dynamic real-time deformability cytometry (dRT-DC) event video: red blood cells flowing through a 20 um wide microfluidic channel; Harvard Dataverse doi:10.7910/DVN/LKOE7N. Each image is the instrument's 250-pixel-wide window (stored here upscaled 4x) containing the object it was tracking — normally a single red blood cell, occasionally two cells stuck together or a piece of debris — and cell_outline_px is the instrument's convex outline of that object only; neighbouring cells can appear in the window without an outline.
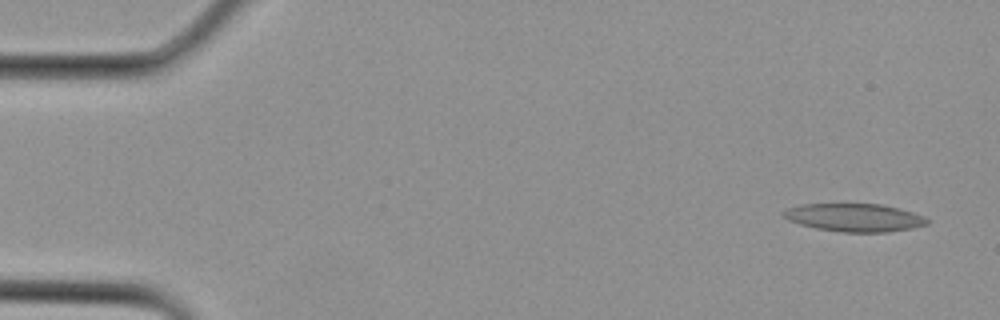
{"species": "Egyptian fruit bat (a non-hibernating species)", "species_latin": "Rousettus aegyptiacus", "temperature_condition": "cold", "stored_images_in_passage": 4, "camera_frame_rate_fps": 3000, "um_per_image_px": 0.085, "animal": {"sex": "female"}, "frame": {"image": 1, "passage_image": 1, "time_ms": 0.0, "image_size_px": [1000, 320], "cell_outline_px": [[932, 220], [928, 224], [912, 228], [888, 232], [844, 232], [816, 228], [800, 224], [788, 220], [784, 216], [784, 212], [788, 208], [800, 204], [880, 204], [912, 212], [924, 216]], "centroid_in_image_um": [72.67, 18.49], "position_along_channel_um": 12.3, "area_um2": 23.29}}
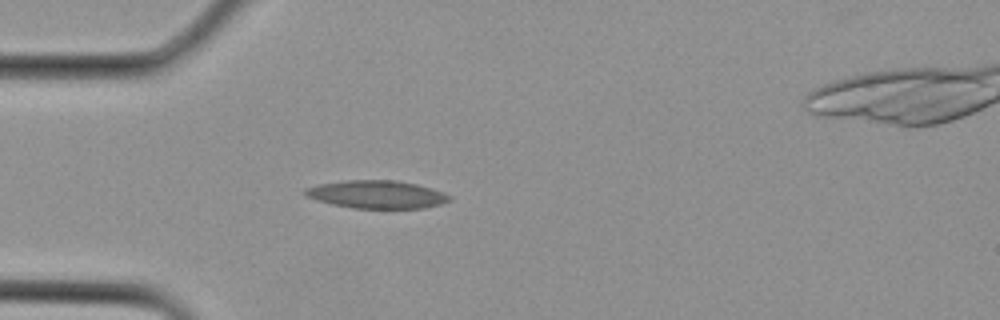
{"frame": {"image": 2, "passage_image": 3, "time_ms": 0.667, "image_size_px": [1000, 320], "cell_outline_px": [[452, 200], [440, 204], [424, 208], [352, 208], [332, 204], [308, 196], [304, 192], [304, 188], [320, 184], [348, 180], [396, 180], [416, 184], [432, 188], [444, 192], [452, 196]], "centroid_in_image_um": [32.09, 16.52], "position_along_channel_um": 52.9, "area_um2": 23.35}}